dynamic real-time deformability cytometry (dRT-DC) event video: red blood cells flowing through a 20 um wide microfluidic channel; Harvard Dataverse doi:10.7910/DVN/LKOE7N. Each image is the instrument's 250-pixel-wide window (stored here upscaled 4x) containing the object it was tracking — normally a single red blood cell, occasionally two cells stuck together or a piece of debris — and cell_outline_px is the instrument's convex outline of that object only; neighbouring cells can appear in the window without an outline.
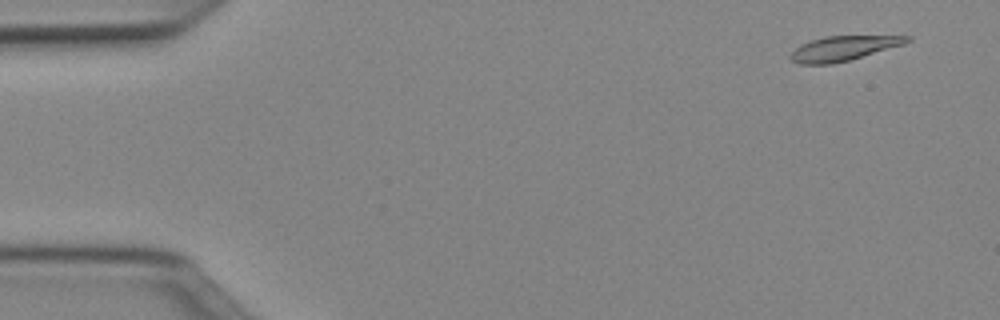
{"species": "Egyptian fruit bat (a non-hibernating species)", "species_latin": "Rousettus aegyptiacus", "temperature_condition": "cold", "stored_images_in_passage": 50, "camera_frame_rate_fps": 3000, "um_per_image_px": 0.085, "animal": {"sex": "female"}, "frame": {"image": 1, "passage_image": 3, "time_ms": 0.667, "image_size_px": [1000, 320], "cell_outline_px": [[912, 40], [904, 44], [848, 60], [832, 64], [800, 64], [792, 60], [788, 56], [800, 44], [824, 36], [912, 36]], "centroid_in_image_um": [71.67, 4.1], "position_along_channel_um": 13.3, "area_um2": 16.53}}
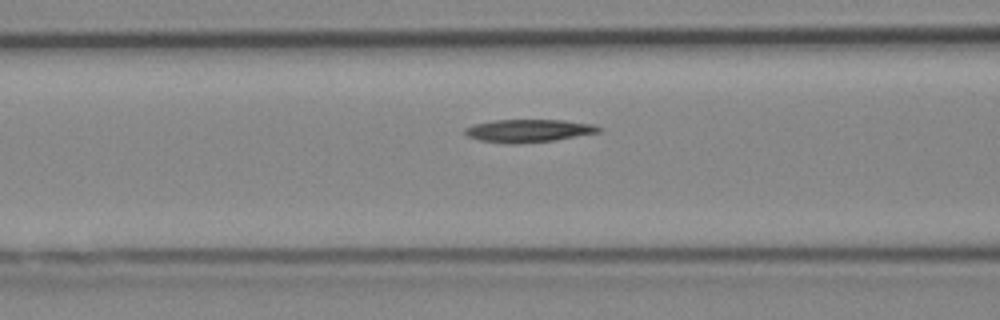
{"frame": {"image": 2, "passage_image": 20, "time_ms": 6.333, "image_size_px": [1000, 320], "cell_outline_px": [[600, 132], [556, 140], [516, 144], [504, 144], [480, 140], [468, 136], [464, 132], [464, 128], [472, 124], [492, 120], [564, 120], [592, 124], [600, 128]], "centroid_in_image_um": [44.88, 11.11], "position_along_channel_um": 121.7, "area_um2": 17.92}}
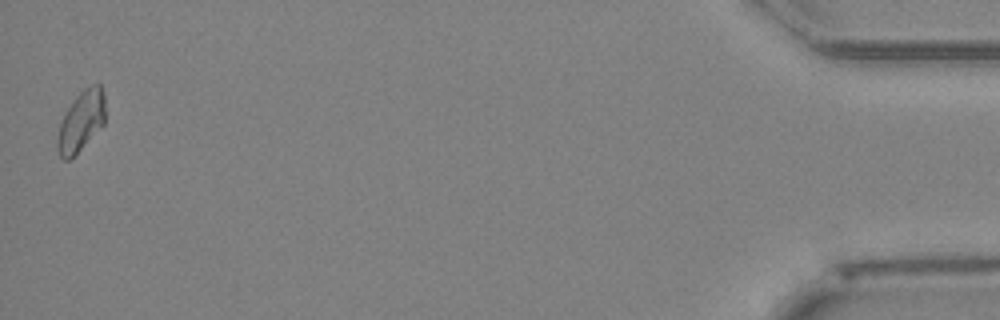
{"frame": {"image": 3, "passage_image": 50, "time_ms": 16.333, "image_size_px": [1000, 320], "cell_outline_px": [[104, 124], [68, 160], [64, 160], [60, 156], [56, 148], [56, 140], [60, 124], [68, 108], [76, 96], [84, 88], [92, 84], [100, 84], [104, 96]], "centroid_in_image_um": [6.88, 10.28], "position_along_channel_um": 428.3, "area_um2": 16.36}}